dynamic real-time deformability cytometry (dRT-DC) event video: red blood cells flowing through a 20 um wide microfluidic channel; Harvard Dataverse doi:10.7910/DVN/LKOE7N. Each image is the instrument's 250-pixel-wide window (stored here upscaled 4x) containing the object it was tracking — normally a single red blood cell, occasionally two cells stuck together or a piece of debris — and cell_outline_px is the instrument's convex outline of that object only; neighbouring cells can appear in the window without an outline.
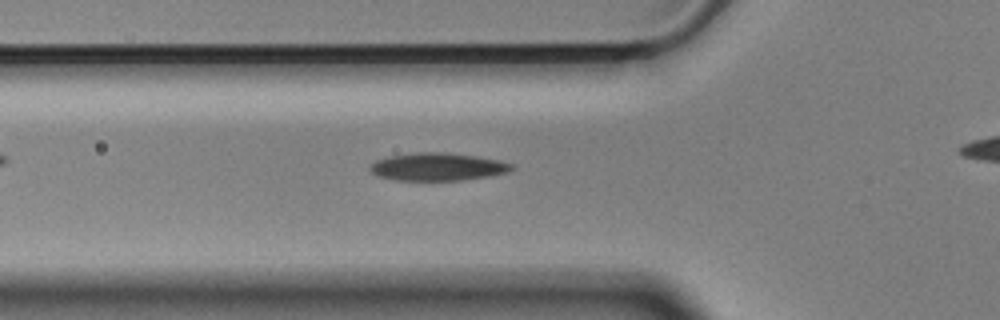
{"species": "Egyptian fruit bat (a non-hibernating species)", "species_latin": "Rousettus aegyptiacus", "temperature_condition": "cold", "stored_images_in_passage": 33, "camera_frame_rate_fps": 3000, "um_per_image_px": 0.085, "animal": {"sex": "male"}, "frame": {"image": 1, "passage_image": 3, "time_ms": 0.667, "image_size_px": [1000, 320], "cell_outline_px": [[516, 168], [508, 172], [492, 176], [460, 180], [396, 180], [376, 176], [368, 168], [376, 160], [388, 156], [420, 152], [440, 152], [476, 156], [500, 160], [516, 164]], "centroid_in_image_um": [37.25, 14.18], "position_along_channel_um": 88.6, "area_um2": 23.06}}
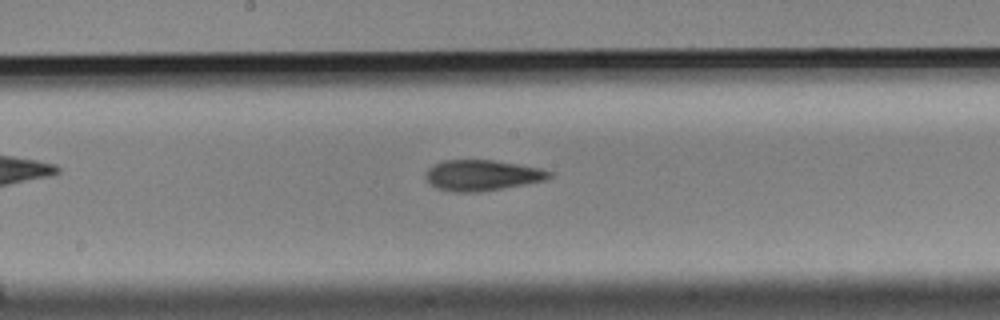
{"frame": {"image": 2, "passage_image": 13, "time_ms": 4.0, "image_size_px": [1000, 320], "cell_outline_px": [[556, 172], [548, 180], [476, 192], [456, 192], [436, 188], [424, 176], [428, 168], [432, 164], [444, 160], [492, 160], [540, 168]], "centroid_in_image_um": [41.0, 14.89], "position_along_channel_um": 207.2, "area_um2": 22.08}}
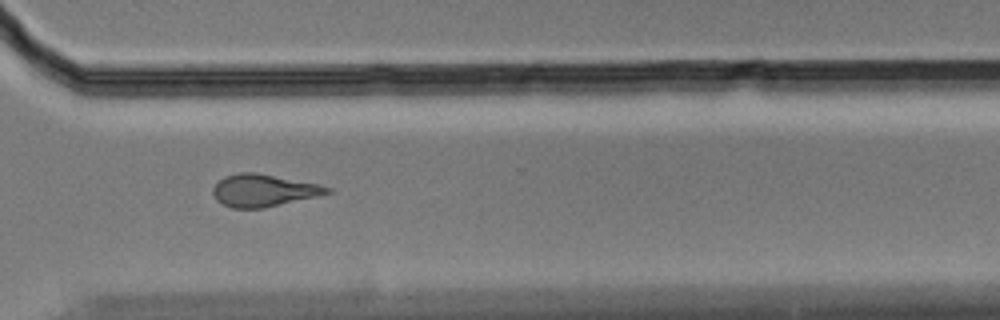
{"frame": {"image": 3, "passage_image": 25, "time_ms": 8.0, "image_size_px": [1000, 320], "cell_outline_px": [[332, 192], [316, 196], [264, 208], [232, 208], [216, 200], [212, 192], [212, 188], [224, 176], [240, 172], [256, 172], [320, 184], [332, 188]], "centroid_in_image_um": [22.39, 16.17], "position_along_channel_um": 348.2, "area_um2": 21.44}}